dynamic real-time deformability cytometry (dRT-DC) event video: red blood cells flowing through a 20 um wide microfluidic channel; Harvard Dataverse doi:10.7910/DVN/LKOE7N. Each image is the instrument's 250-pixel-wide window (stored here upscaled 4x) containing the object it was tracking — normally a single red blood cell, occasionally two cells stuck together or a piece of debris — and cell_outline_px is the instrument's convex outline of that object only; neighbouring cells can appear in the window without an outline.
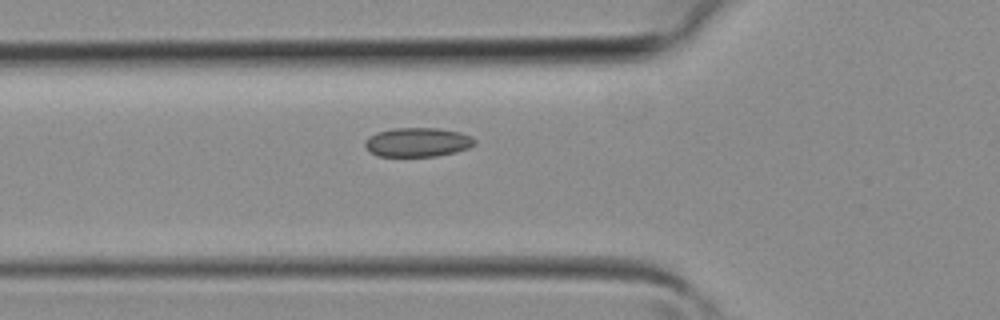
{"species": "common noctule bat (a hibernating species)", "species_latin": "Nyctalus noctula", "temperature_condition": "room temperature", "stored_images_in_passage": 31, "camera_frame_rate_fps": 3000, "um_per_image_px": 0.085, "animal": {"sex": "female", "body_mass_g": 19.3, "forearm_length_mm": 54.1}, "frame": {"image": 1, "passage_image": 6, "time_ms": 1.667, "image_size_px": [1000, 320], "cell_outline_px": [[476, 144], [468, 148], [456, 152], [436, 156], [376, 156], [364, 144], [364, 140], [368, 136], [376, 132], [392, 128], [436, 128], [460, 132], [472, 136], [476, 140]], "centroid_in_image_um": [35.5, 12.08], "position_along_channel_um": 90.3, "area_um2": 18.73}}
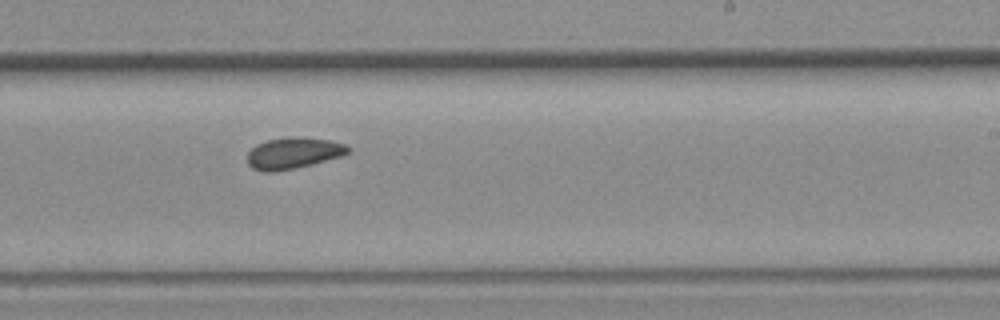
{"frame": {"image": 2, "passage_image": 16, "time_ms": 5.0, "image_size_px": [1000, 320], "cell_outline_px": [[352, 148], [348, 152], [340, 156], [312, 164], [276, 172], [260, 172], [252, 168], [248, 164], [248, 152], [256, 144], [268, 140], [288, 136], [292, 136], [328, 140], [344, 144]], "centroid_in_image_um": [24.89, 13.02], "position_along_channel_um": 264.1, "area_um2": 18.32}}
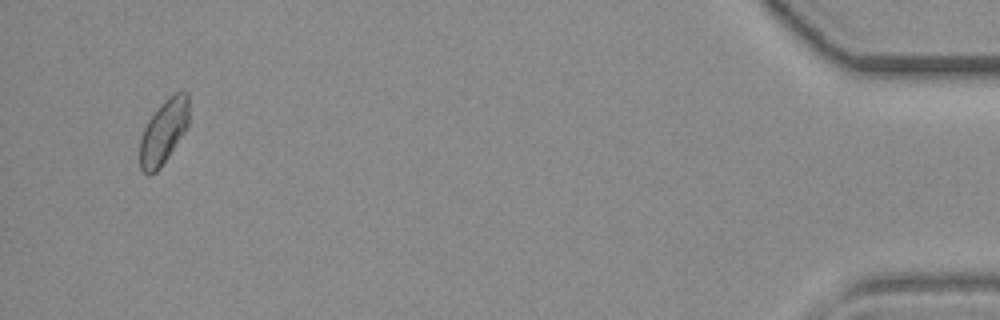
{"frame": {"image": 3, "passage_image": 30, "time_ms": 9.667, "image_size_px": [1000, 320], "cell_outline_px": [[188, 124], [184, 132], [160, 168], [156, 172], [148, 176], [140, 168], [140, 140], [144, 128], [148, 120], [160, 104], [168, 96], [176, 92], [188, 92]], "centroid_in_image_um": [13.89, 11.2], "position_along_channel_um": 421.3, "area_um2": 18.26}}